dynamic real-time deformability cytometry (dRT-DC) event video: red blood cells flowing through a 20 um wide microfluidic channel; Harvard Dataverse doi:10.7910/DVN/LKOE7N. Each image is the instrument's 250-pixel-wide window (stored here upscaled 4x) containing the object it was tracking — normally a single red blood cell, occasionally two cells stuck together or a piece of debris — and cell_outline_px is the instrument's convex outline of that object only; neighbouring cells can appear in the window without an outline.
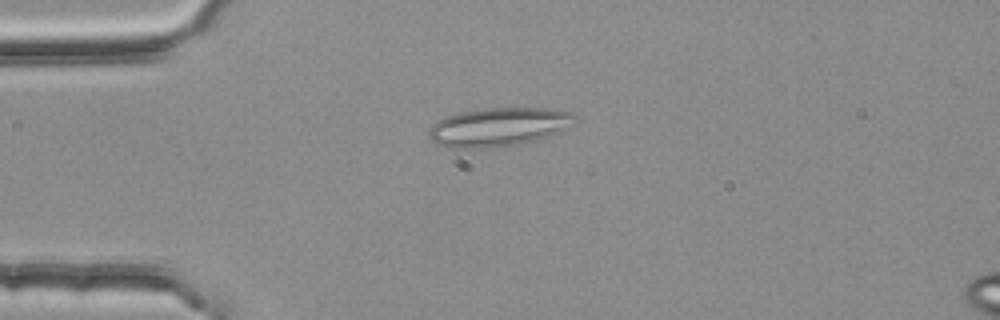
{"species": "common noctule bat (a hibernating species)", "species_latin": "Nyctalus noctula", "temperature_condition": "room temperature", "stored_images_in_passage": 3, "camera_frame_rate_fps": 3000, "um_per_image_px": 0.085, "animal": {"sex": "female", "body_mass_g": 25.1}, "frame": {"image": 1, "passage_image": 3, "time_ms": 0.667, "image_size_px": [1000, 320], "cell_outline_px": [[576, 116], [564, 128], [548, 136], [536, 140], [520, 144], [484, 148], [452, 148], [436, 144], [428, 136], [428, 132], [432, 124], [448, 116], [460, 112], [484, 108], [548, 108], [572, 112]], "centroid_in_image_um": [42.32, 10.79], "position_along_channel_um": 42.7, "area_um2": 32.54}}